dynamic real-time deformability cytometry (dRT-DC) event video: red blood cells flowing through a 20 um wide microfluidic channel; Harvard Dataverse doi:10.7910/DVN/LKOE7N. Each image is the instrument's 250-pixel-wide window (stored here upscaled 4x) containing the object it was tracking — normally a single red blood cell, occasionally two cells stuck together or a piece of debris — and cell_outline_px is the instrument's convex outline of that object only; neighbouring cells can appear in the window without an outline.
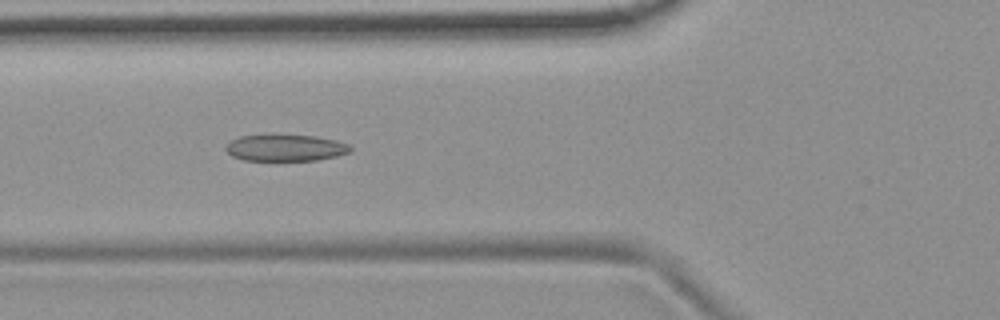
{"species": "common noctule bat (a hibernating species)", "species_latin": "Nyctalus noctula", "temperature_condition": "room temperature", "stored_images_in_passage": 53, "camera_frame_rate_fps": 3000, "um_per_image_px": 0.085, "animal": {"sex": "female", "body_mass_g": 19.9}, "frame": {"image": 1, "passage_image": 19, "time_ms": 6.0, "image_size_px": [1000, 320], "cell_outline_px": [[352, 152], [336, 156], [316, 160], [244, 160], [232, 156], [224, 148], [224, 144], [240, 136], [272, 132], [316, 136], [336, 140], [348, 144], [352, 148]], "centroid_in_image_um": [24.23, 12.52], "position_along_channel_um": 101.6, "area_um2": 20.11}}
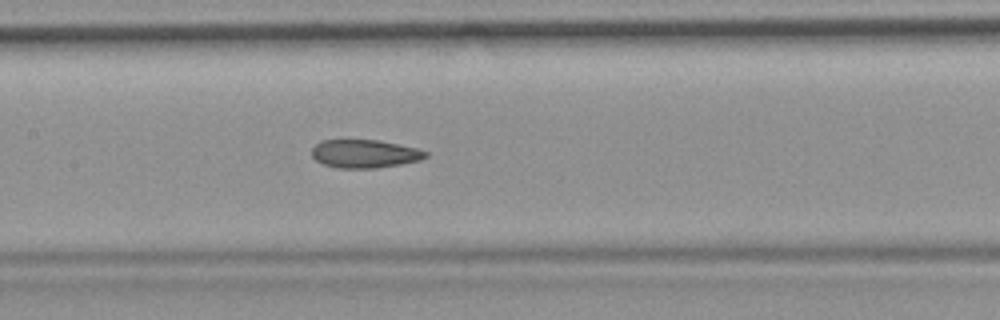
{"frame": {"image": 2, "passage_image": 25, "time_ms": 8.0, "image_size_px": [1000, 320], "cell_outline_px": [[428, 156], [420, 160], [400, 164], [376, 168], [336, 168], [324, 164], [316, 160], [312, 156], [312, 148], [320, 140], [376, 140], [416, 148], [428, 152]], "centroid_in_image_um": [30.97, 13.07], "position_along_channel_um": 176.4, "area_um2": 18.61}}
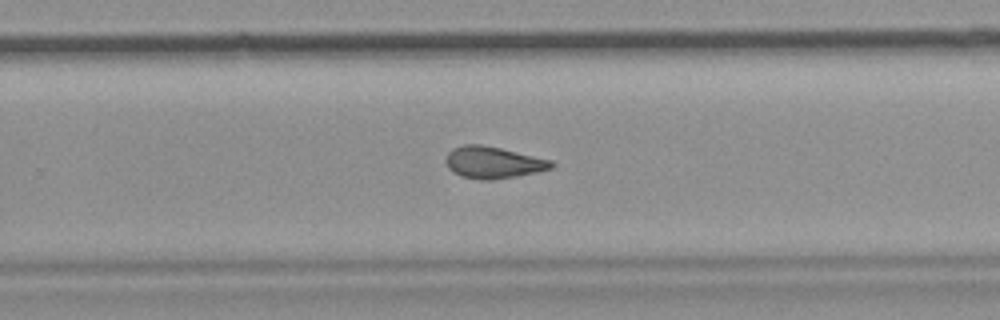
{"frame": {"image": 3, "passage_image": 34, "time_ms": 11.0, "image_size_px": [1000, 320], "cell_outline_px": [[556, 164], [552, 168], [536, 172], [516, 176], [488, 180], [480, 180], [460, 176], [452, 172], [448, 168], [444, 160], [448, 152], [452, 148], [464, 144], [480, 144], [500, 148], [552, 160]], "centroid_in_image_um": [41.88, 13.81], "position_along_channel_um": 287.9, "area_um2": 19.65}, "authors_computed_cell_mechanics": {"area_um2": 19.8832, "velocity_mm_per_s": 3.7349, "shape_relaxation_time_tau1_ms": null, "shape_relaxation_time_tau2_ms": 2.7875, "deformation_change_tau1": null, "deformation_change_tau2": 0.1031}}